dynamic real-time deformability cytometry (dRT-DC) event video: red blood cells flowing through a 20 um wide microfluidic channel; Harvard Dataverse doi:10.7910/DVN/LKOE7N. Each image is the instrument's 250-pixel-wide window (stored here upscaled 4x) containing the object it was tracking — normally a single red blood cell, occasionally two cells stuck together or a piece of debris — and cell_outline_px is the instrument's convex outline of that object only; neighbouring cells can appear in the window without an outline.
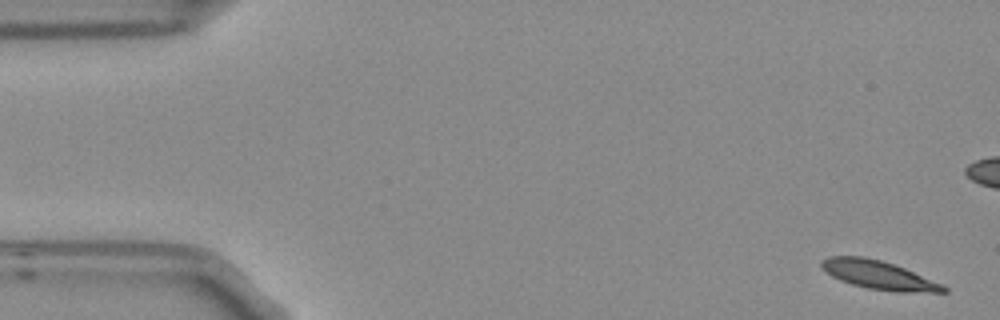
{"species": "Egyptian fruit bat (a non-hibernating species)", "species_latin": "Rousettus aegyptiacus", "temperature_condition": "room temperature", "stored_images_in_passage": 5, "camera_frame_rate_fps": 3000, "um_per_image_px": 0.085, "frame": {"image": 1, "passage_image": 1, "time_ms": 0.0, "image_size_px": [1000, 320], "cell_outline_px": [[948, 292], [896, 292], [868, 288], [852, 284], [840, 280], [832, 276], [820, 264], [828, 256], [864, 256], [880, 260], [904, 268], [944, 284], [948, 288]], "centroid_in_image_um": [74.74, 23.38], "position_along_channel_um": 10.3, "area_um2": 20.11}}